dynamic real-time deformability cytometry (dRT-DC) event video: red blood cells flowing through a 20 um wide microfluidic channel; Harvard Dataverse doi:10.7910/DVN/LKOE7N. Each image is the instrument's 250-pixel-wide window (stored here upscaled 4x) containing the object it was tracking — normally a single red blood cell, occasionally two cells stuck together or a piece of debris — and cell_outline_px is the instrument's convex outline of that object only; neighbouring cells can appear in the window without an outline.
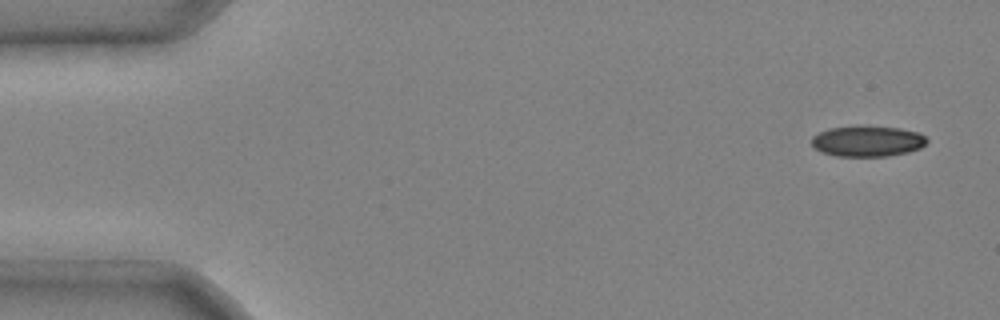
{"species": "common noctule bat (a hibernating species)", "species_latin": "Nyctalus noctula", "temperature_condition": "cold", "stored_images_in_passage": 4, "camera_frame_rate_fps": 3000, "um_per_image_px": 0.085, "animal": {"sex": "male", "body_mass_g": 20.4}, "frame": {"image": 1, "passage_image": 1, "time_ms": 0.0, "image_size_px": [1000, 320], "cell_outline_px": [[928, 140], [920, 148], [908, 152], [888, 156], [836, 156], [820, 152], [812, 144], [812, 136], [828, 128], [856, 124], [864, 124], [900, 128], [920, 132]], "centroid_in_image_um": [73.72, 11.96], "position_along_channel_um": 11.3, "area_um2": 21.21}}
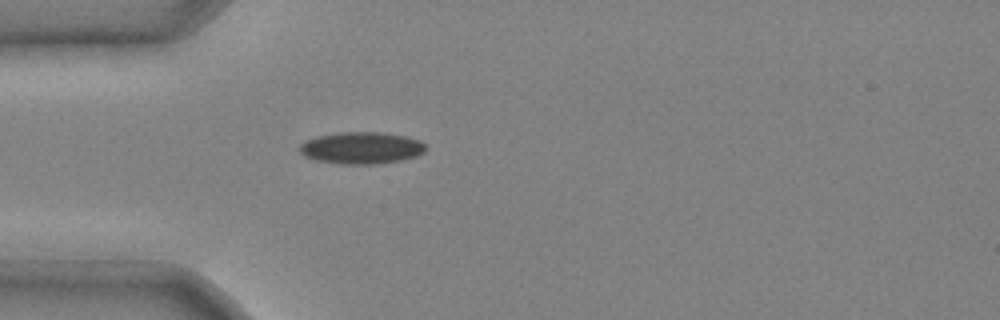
{"frame": {"image": 2, "passage_image": 4, "time_ms": 1.0, "image_size_px": [1000, 320], "cell_outline_px": [[428, 148], [424, 152], [416, 156], [400, 160], [372, 164], [340, 164], [316, 160], [304, 156], [300, 152], [300, 144], [316, 136], [340, 132], [384, 132], [404, 136], [420, 140]], "centroid_in_image_um": [30.73, 12.57], "position_along_channel_um": 54.3, "area_um2": 23.41}}